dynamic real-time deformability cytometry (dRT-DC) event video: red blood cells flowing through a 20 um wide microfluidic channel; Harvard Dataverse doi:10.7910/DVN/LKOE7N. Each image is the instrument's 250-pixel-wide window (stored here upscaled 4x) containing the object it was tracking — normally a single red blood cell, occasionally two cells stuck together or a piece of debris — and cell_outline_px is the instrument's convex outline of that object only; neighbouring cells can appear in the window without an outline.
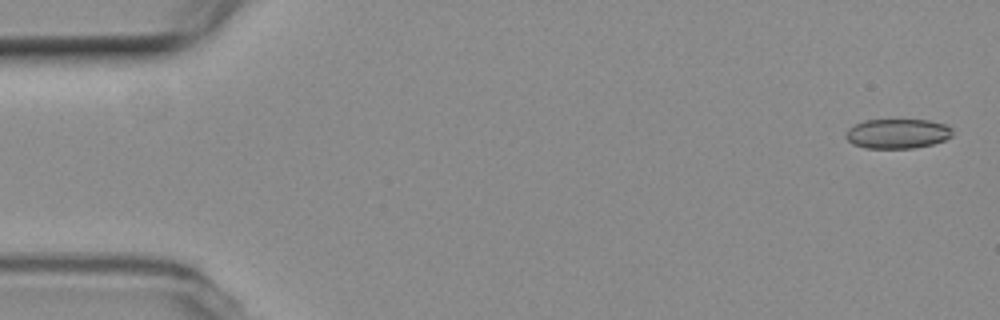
{"species": "common noctule bat (a hibernating species)", "species_latin": "Nyctalus noctula", "temperature_condition": "room temperature", "stored_images_in_passage": 38, "camera_frame_rate_fps": 3000, "um_per_image_px": 0.085, "animal": {"sex": "female", "body_mass_g": 19.3, "forearm_length_mm": 54.1}, "frame": {"image": 1, "passage_image": 1, "time_ms": 0.0, "image_size_px": [1000, 320], "cell_outline_px": [[952, 136], [944, 140], [932, 144], [912, 148], [864, 148], [852, 144], [844, 136], [844, 132], [848, 128], [864, 120], [928, 120], [944, 124], [952, 128]], "centroid_in_image_um": [76.24, 11.36], "position_along_channel_um": 8.8, "area_um2": 18.5}}
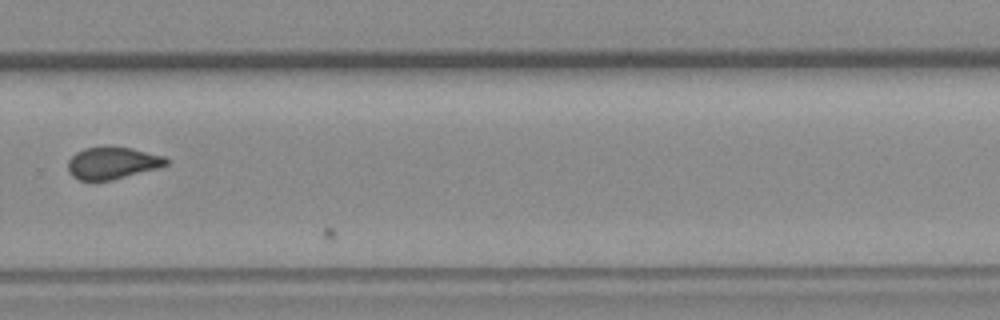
{"frame": {"image": 2, "passage_image": 37, "time_ms": 12.0, "image_size_px": [1000, 320], "cell_outline_px": [[168, 164], [156, 168], [112, 180], [80, 180], [72, 176], [68, 172], [68, 160], [76, 152], [84, 148], [132, 148], [164, 156], [168, 160]], "centroid_in_image_um": [9.53, 13.87], "position_along_channel_um": 320.3, "area_um2": 17.92}}